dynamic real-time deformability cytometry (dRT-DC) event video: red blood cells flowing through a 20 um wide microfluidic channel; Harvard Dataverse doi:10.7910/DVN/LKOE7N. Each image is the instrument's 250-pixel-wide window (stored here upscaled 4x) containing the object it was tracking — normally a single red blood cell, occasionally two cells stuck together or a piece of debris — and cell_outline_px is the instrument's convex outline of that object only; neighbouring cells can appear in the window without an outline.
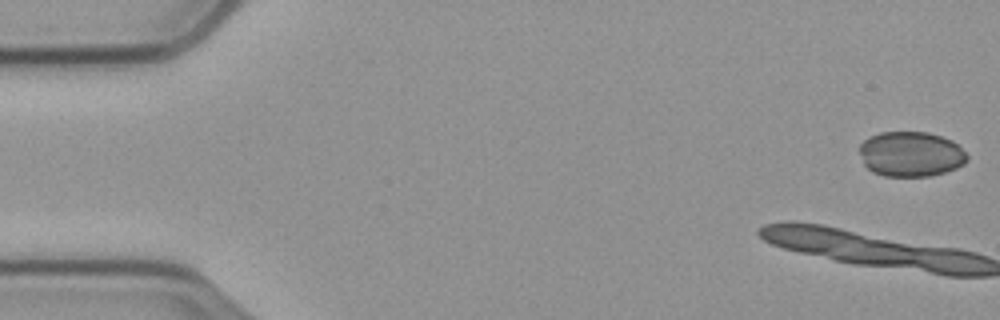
{"species": "common noctule bat (a hibernating species)", "species_latin": "Nyctalus noctula", "temperature_condition": "cold", "stored_images_in_passage": 12, "camera_frame_rate_fps": 3000, "um_per_image_px": 0.085, "animal": {"sex": "male", "body_mass_g": 23.1, "forearm_length_mm": 52.7}, "frame": {"image": 1, "passage_image": 1, "time_ms": 0.0, "image_size_px": [1000, 320], "cell_outline_px": [[968, 160], [964, 164], [956, 168], [932, 176], [884, 176], [872, 172], [864, 164], [860, 152], [860, 144], [864, 140], [880, 132], [928, 132], [952, 140], [968, 156]], "centroid_in_image_um": [77.42, 13.1], "position_along_channel_um": 7.6, "area_um2": 28.21}}